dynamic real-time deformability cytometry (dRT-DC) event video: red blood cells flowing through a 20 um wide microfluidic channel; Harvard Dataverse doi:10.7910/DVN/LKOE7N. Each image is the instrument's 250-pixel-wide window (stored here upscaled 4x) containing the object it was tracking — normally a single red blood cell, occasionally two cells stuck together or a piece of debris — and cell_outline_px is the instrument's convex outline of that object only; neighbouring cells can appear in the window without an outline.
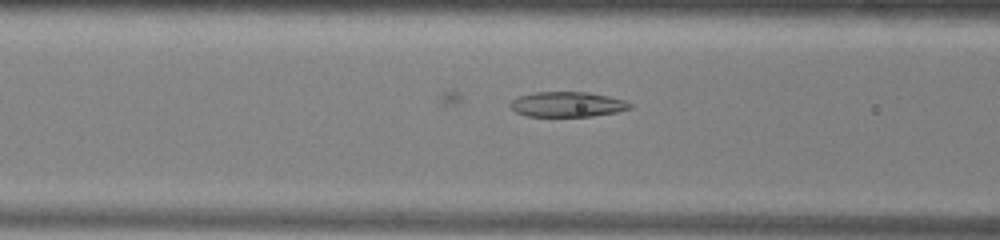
{"species": "common noctule bat (a hibernating species)", "species_latin": "Nyctalus noctula", "temperature_condition": "warm", "stored_images_in_passage": 20, "camera_frame_rate_fps": 3000, "um_per_image_px": 0.085, "animal": {"sex": "male", "body_mass_g": 13.0, "forearm_length_mm": 53.1}, "frame": {"image": 1, "passage_image": 4, "time_ms": 1.0, "image_size_px": [1000, 240], "cell_outline_px": [[632, 108], [616, 112], [592, 116], [524, 116], [516, 112], [508, 104], [512, 100], [520, 96], [532, 92], [588, 92], [608, 96], [624, 100], [632, 104]], "centroid_in_image_um": [48.21, 8.87], "position_along_channel_um": 118.4, "area_um2": 17.51}}
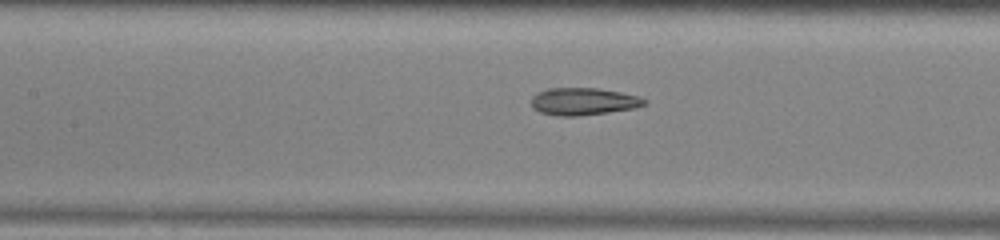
{"frame": {"image": 2, "passage_image": 7, "time_ms": 2.0, "image_size_px": [1000, 240], "cell_outline_px": [[648, 100], [644, 104], [632, 108], [608, 112], [576, 116], [560, 116], [540, 112], [532, 108], [532, 96], [536, 92], [548, 88], [596, 88], [620, 92], [640, 96]], "centroid_in_image_um": [49.55, 8.61], "position_along_channel_um": 157.8, "area_um2": 17.92}}
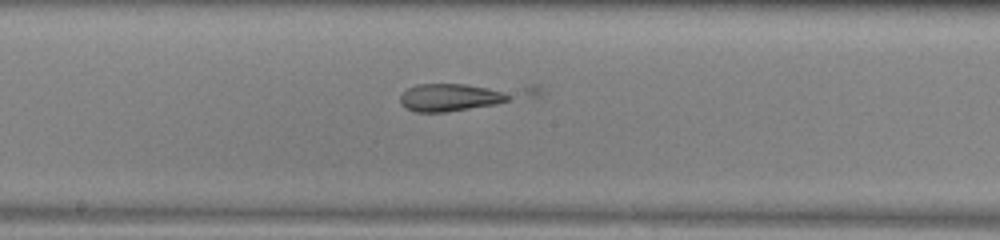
{"frame": {"image": 3, "passage_image": 11, "time_ms": 3.333, "image_size_px": [1000, 240], "cell_outline_px": [[544, 92], [540, 96], [496, 104], [444, 112], [416, 112], [404, 108], [400, 104], [400, 96], [408, 88], [416, 84], [540, 84], [544, 88]], "centroid_in_image_um": [39.46, 8.15], "position_along_channel_um": 208.7, "area_um2": 22.31}}